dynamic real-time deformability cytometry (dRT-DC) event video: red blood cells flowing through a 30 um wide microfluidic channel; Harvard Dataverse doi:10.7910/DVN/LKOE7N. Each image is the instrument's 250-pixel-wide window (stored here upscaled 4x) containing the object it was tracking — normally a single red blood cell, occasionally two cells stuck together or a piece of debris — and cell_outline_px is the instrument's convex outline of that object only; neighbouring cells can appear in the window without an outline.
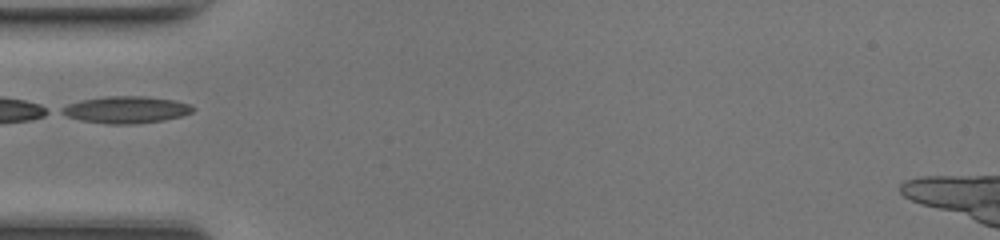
{"species": "common noctule bat (a hibernating species)", "species_latin": "Nyctalus noctula", "temperature_condition": "room temperature", "stored_images_in_passage": 32, "camera_frame_rate_fps": 3000, "um_per_image_px": 0.085, "animal": {"sex": "female", "body_mass_g": 17.0, "forearm_length_mm": 48.0}, "frame": {"image": 1, "passage_image": 1, "time_ms": 0.0, "image_size_px": [1000, 240], "cell_outline_px": [[196, 108], [192, 112], [180, 116], [164, 120], [136, 124], [108, 124], [80, 120], [68, 116], [60, 112], [60, 108], [68, 104], [80, 100], [104, 96], [148, 96], [176, 100], [192, 104]], "centroid_in_image_um": [10.75, 9.31], "position_along_channel_um": 74.3, "area_um2": 20.81}}